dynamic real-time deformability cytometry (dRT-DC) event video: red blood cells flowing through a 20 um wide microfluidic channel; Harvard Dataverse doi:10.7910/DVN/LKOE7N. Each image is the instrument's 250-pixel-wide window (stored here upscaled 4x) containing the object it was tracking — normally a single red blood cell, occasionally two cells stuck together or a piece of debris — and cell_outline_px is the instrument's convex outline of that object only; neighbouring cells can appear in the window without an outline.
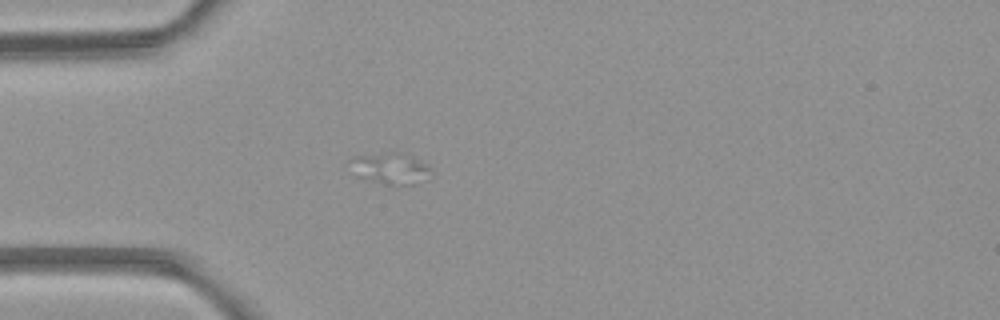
{"species": "common noctule bat (a hibernating species)", "species_latin": "Nyctalus noctula", "temperature_condition": "room temperature", "stored_images_in_passage": 1, "camera_frame_rate_fps": 3000, "um_per_image_px": 0.085, "animal": {"sex": "female", "body_mass_g": 21.9}, "frame": {"image": 1, "passage_image": 1, "time_ms": 0.0, "image_size_px": [1000, 320], "cell_outline_px": [[432, 172], [428, 180], [412, 184], [384, 184], [356, 176], [348, 160], [356, 156], [368, 156], [420, 160], [428, 164]], "centroid_in_image_um": [33.2, 14.44], "position_along_channel_um": 51.8, "area_um2": 13.24}}